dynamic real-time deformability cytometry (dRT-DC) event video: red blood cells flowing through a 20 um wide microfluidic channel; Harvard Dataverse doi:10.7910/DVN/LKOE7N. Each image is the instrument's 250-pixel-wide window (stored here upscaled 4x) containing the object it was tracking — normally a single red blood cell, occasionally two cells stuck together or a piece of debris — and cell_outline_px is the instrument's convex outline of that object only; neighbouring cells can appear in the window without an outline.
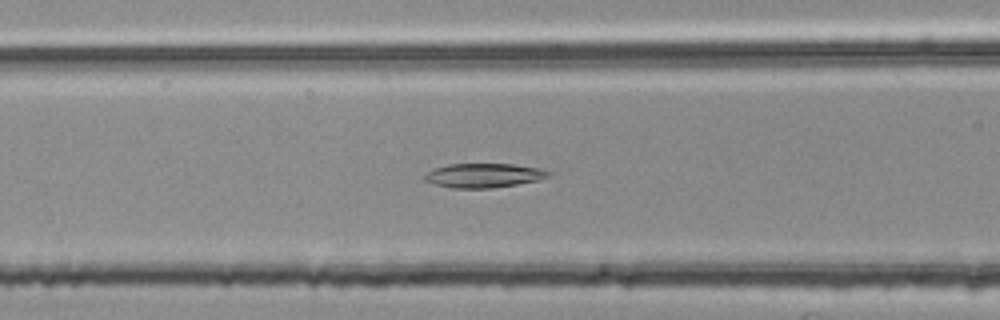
{"species": "common noctule bat (a hibernating species)", "species_latin": "Nyctalus noctula", "temperature_condition": "room temperature", "stored_images_in_passage": 5, "segment_of_instrument_passage": [2, 2], "camera_frame_rate_fps": 3000, "um_per_image_px": 0.085, "animal": {"sex": "female", "body_mass_g": 25.1}, "frame": {"image": 1, "passage_image": 5, "time_ms": 1.333, "image_size_px": [1000, 320], "cell_outline_px": [[556, 172], [548, 176], [536, 180], [516, 184], [492, 188], [452, 188], [436, 184], [424, 180], [424, 176], [432, 168], [448, 164], [512, 164], [540, 168]], "centroid_in_image_um": [41.13, 14.9], "position_along_channel_um": 125.5, "area_um2": 17.46}}